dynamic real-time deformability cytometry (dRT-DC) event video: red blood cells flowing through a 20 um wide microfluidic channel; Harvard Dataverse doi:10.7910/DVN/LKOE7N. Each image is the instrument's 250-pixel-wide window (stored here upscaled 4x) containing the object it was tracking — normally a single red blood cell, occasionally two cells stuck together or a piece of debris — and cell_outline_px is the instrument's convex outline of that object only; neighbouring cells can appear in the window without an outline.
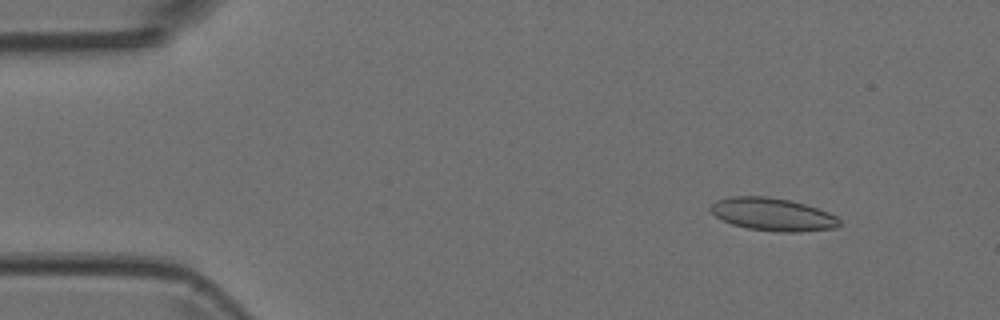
{"species": "Egyptian fruit bat (a non-hibernating species)", "species_latin": "Rousettus aegyptiacus", "temperature_condition": "room temperature", "stored_images_in_passage": 8, "camera_frame_rate_fps": 3000, "um_per_image_px": 0.085, "animal": {"sex": "female"}, "frame": {"image": 1, "passage_image": 1, "time_ms": 0.0, "image_size_px": [1000, 320], "cell_outline_px": [[840, 224], [836, 228], [796, 232], [780, 232], [748, 228], [732, 224], [716, 216], [708, 208], [716, 200], [732, 196], [768, 196], [792, 200], [828, 212], [836, 216], [840, 220]], "centroid_in_image_um": [65.68, 18.21], "position_along_channel_um": 19.3, "area_um2": 24.57}}
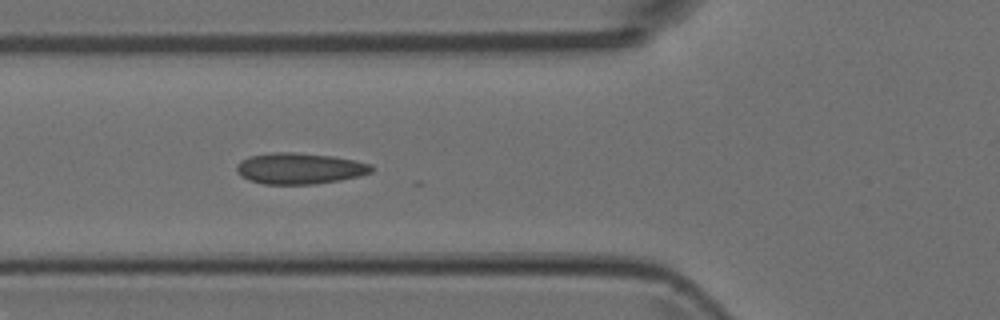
{"frame": {"image": 2, "passage_image": 5, "time_ms": 1.333, "image_size_px": [1000, 320], "cell_outline_px": [[372, 172], [360, 176], [340, 180], [316, 184], [264, 184], [248, 180], [240, 176], [236, 172], [236, 164], [240, 160], [248, 156], [276, 152], [292, 152], [332, 156], [372, 164]], "centroid_in_image_um": [25.42, 14.32], "position_along_channel_um": 100.4, "area_um2": 24.57}}
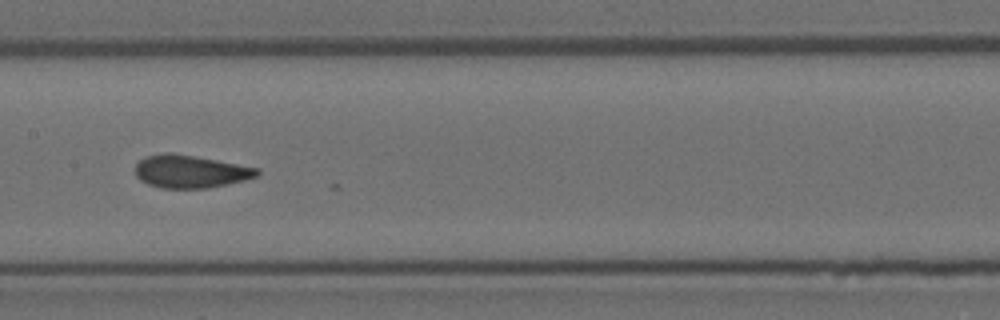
{"frame": {"image": 3, "passage_image": 7, "time_ms": 2.0, "image_size_px": [1000, 320], "cell_outline_px": [[260, 172], [256, 176], [244, 180], [228, 184], [208, 188], [160, 188], [148, 184], [140, 180], [136, 176], [136, 164], [144, 156], [192, 156], [216, 160], [260, 168]], "centroid_in_image_um": [16.23, 14.63], "position_along_channel_um": 191.2, "area_um2": 22.48}}